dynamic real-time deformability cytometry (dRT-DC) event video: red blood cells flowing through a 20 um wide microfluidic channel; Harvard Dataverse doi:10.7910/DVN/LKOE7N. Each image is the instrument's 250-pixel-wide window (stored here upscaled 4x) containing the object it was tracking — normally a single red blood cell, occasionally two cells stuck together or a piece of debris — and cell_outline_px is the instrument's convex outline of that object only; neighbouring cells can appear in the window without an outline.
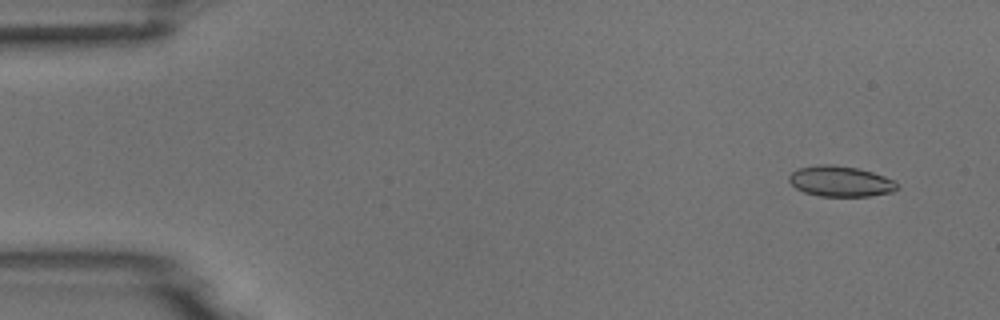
{"species": "common noctule bat (a hibernating species)", "species_latin": "Nyctalus noctula", "temperature_condition": "room temperature", "stored_images_in_passage": 5, "segment_of_instrument_passage": [2, 2], "camera_frame_rate_fps": 3000, "um_per_image_px": 0.085, "animal": {"sex": "male", "body_mass_g": 18.8}, "frame": {"image": 1, "passage_image": 5, "time_ms": 4.667, "image_size_px": [1000, 320], "cell_outline_px": [[896, 188], [892, 192], [868, 196], [820, 196], [804, 192], [796, 188], [788, 180], [788, 176], [792, 172], [800, 168], [820, 164], [832, 164], [856, 168], [872, 172], [884, 176], [892, 180], [896, 184]], "centroid_in_image_um": [71.4, 15.41], "position_along_channel_um": 13.6, "area_um2": 19.02}}